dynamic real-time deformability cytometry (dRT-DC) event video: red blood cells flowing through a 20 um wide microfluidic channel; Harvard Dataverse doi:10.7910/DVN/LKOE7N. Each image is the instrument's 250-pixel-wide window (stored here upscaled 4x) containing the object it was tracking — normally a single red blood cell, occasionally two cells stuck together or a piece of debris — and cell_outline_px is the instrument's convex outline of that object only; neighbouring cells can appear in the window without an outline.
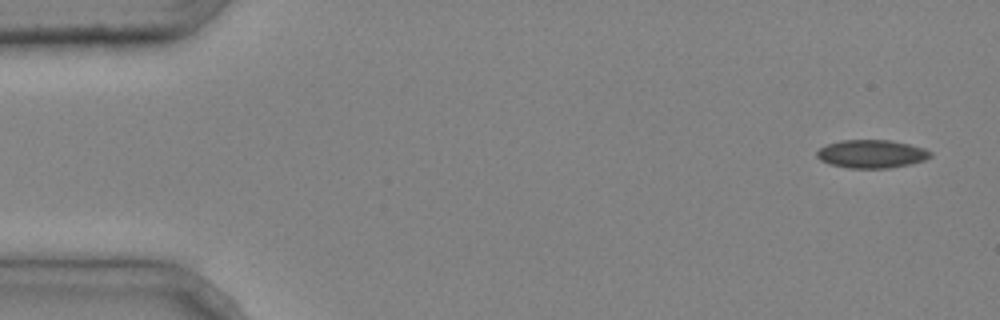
{"species": "common noctule bat (a hibernating species)", "species_latin": "Nyctalus noctula", "temperature_condition": "cold", "stored_images_in_passage": 2, "segment_of_instrument_passage": [2, 2], "camera_frame_rate_fps": 3000, "um_per_image_px": 0.085, "animal": {"sex": "male", "body_mass_g": 20.4}, "frame": {"image": 1, "passage_image": 2, "time_ms": 0.333, "image_size_px": [1000, 320], "cell_outline_px": [[932, 156], [924, 160], [908, 164], [888, 168], [848, 168], [828, 164], [820, 160], [816, 156], [816, 152], [820, 148], [828, 144], [840, 140], [888, 140], [908, 144], [924, 148], [932, 152]], "centroid_in_image_um": [74.05, 13.08], "position_along_channel_um": 10.9, "area_um2": 18.61}}